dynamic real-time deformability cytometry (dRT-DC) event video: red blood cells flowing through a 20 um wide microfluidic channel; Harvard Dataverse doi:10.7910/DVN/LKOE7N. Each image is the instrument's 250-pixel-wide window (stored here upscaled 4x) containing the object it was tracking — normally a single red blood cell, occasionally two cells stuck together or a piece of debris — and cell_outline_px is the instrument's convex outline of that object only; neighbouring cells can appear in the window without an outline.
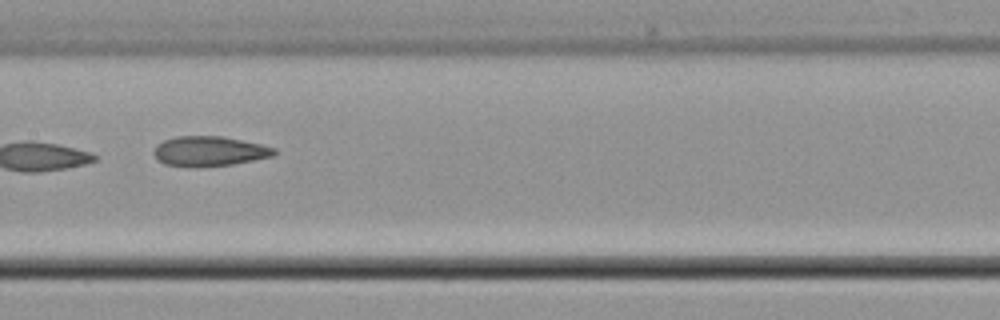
{"species": "common noctule bat (a hibernating species)", "species_latin": "Nyctalus noctula", "temperature_condition": "cold", "stored_images_in_passage": 9, "camera_frame_rate_fps": 3000, "um_per_image_px": 0.085, "animal": {"sex": "male", "body_mass_g": 21.5, "forearm_length_mm": 52.0}, "frame": {"image": 1, "passage_image": 7, "time_ms": 8.333, "image_size_px": [1000, 320], "cell_outline_px": [[276, 152], [272, 156], [232, 164], [196, 168], [192, 168], [164, 164], [156, 160], [152, 152], [156, 144], [164, 140], [176, 136], [224, 136], [260, 144], [276, 148]], "centroid_in_image_um": [17.72, 12.86], "position_along_channel_um": 189.7, "area_um2": 21.27}}
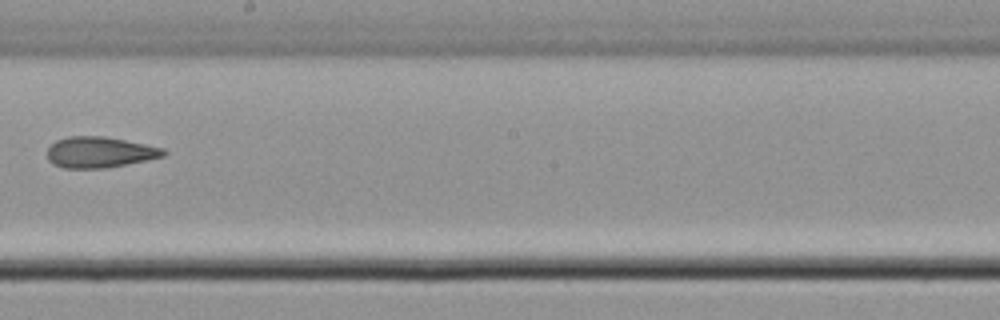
{"frame": {"image": 2, "passage_image": 8, "time_ms": 9.667, "image_size_px": [1000, 320], "cell_outline_px": [[168, 152], [164, 156], [104, 168], [64, 168], [52, 164], [48, 160], [48, 148], [56, 140], [68, 136], [104, 136], [164, 148]], "centroid_in_image_um": [8.44, 12.93], "position_along_channel_um": 239.8, "area_um2": 20.75}}
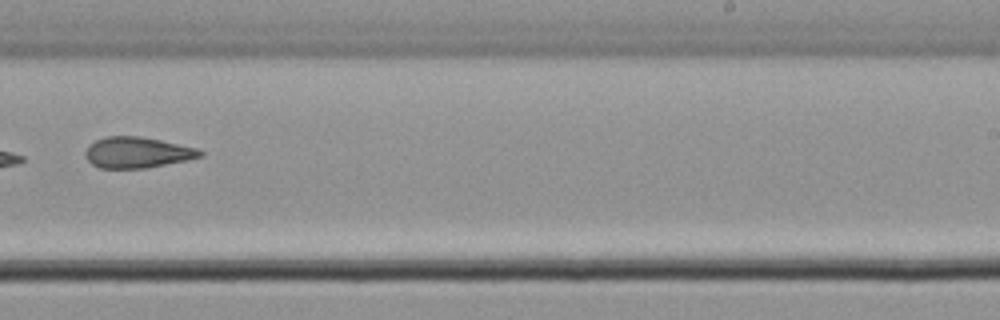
{"frame": {"image": 3, "passage_image": 9, "time_ms": 10.667, "image_size_px": [1000, 320], "cell_outline_px": [[204, 156], [188, 160], [144, 168], [100, 168], [92, 164], [84, 156], [84, 152], [96, 140], [104, 136], [140, 136], [200, 148], [204, 152]], "centroid_in_image_um": [11.71, 12.96], "position_along_channel_um": 277.3, "area_um2": 20.75}}